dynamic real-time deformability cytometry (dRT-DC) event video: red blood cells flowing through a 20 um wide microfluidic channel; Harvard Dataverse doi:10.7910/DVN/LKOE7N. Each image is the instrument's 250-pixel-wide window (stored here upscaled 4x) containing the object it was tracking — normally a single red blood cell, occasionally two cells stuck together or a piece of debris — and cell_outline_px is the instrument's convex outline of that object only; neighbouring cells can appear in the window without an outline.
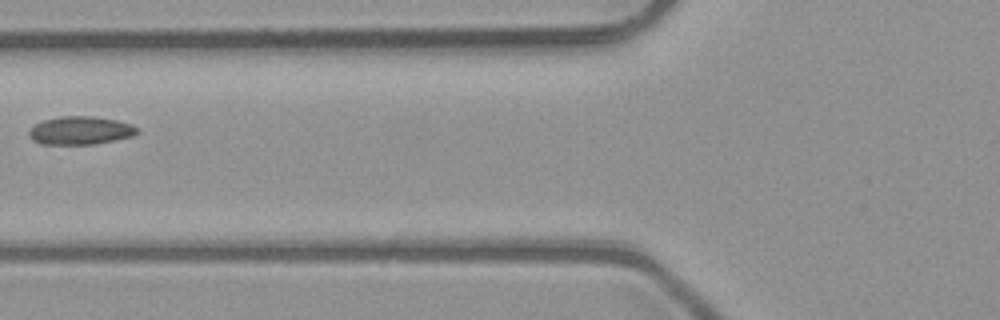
{"species": "common noctule bat (a hibernating species)", "species_latin": "Nyctalus noctula", "temperature_condition": "room temperature", "stored_images_in_passage": 2, "camera_frame_rate_fps": 3000, "um_per_image_px": 0.085, "animal": {"sex": "male", "body_mass_g": 23.1, "forearm_length_mm": 52.7}, "frame": {"image": 1, "passage_image": 2, "time_ms": 0.333, "image_size_px": [1000, 320], "cell_outline_px": [[140, 132], [132, 136], [92, 144], [40, 144], [32, 140], [28, 136], [28, 132], [36, 124], [44, 120], [60, 116], [92, 116], [116, 120], [132, 124]], "centroid_in_image_um": [6.81, 11.09], "position_along_channel_um": 119.0, "area_um2": 17.63}}